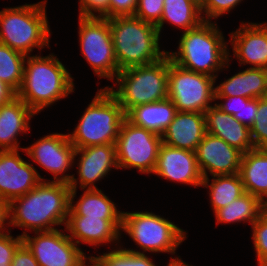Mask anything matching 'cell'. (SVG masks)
I'll use <instances>...</instances> for the list:
<instances>
[{
    "mask_svg": "<svg viewBox=\"0 0 267 266\" xmlns=\"http://www.w3.org/2000/svg\"><path fill=\"white\" fill-rule=\"evenodd\" d=\"M14 97H16V92L0 80V106L10 102Z\"/></svg>",
    "mask_w": 267,
    "mask_h": 266,
    "instance_id": "cell-42",
    "label": "cell"
},
{
    "mask_svg": "<svg viewBox=\"0 0 267 266\" xmlns=\"http://www.w3.org/2000/svg\"><path fill=\"white\" fill-rule=\"evenodd\" d=\"M69 184L41 181L33 190L17 197L9 203V225L25 228L28 231H51L53 226L65 225L70 206Z\"/></svg>",
    "mask_w": 267,
    "mask_h": 266,
    "instance_id": "cell-1",
    "label": "cell"
},
{
    "mask_svg": "<svg viewBox=\"0 0 267 266\" xmlns=\"http://www.w3.org/2000/svg\"><path fill=\"white\" fill-rule=\"evenodd\" d=\"M77 190L70 191L68 216H86L87 218H103L106 220H122L123 212L116 208L100 189H85L80 199L74 204Z\"/></svg>",
    "mask_w": 267,
    "mask_h": 266,
    "instance_id": "cell-26",
    "label": "cell"
},
{
    "mask_svg": "<svg viewBox=\"0 0 267 266\" xmlns=\"http://www.w3.org/2000/svg\"><path fill=\"white\" fill-rule=\"evenodd\" d=\"M239 175L245 192L267 205V148H254L243 153Z\"/></svg>",
    "mask_w": 267,
    "mask_h": 266,
    "instance_id": "cell-24",
    "label": "cell"
},
{
    "mask_svg": "<svg viewBox=\"0 0 267 266\" xmlns=\"http://www.w3.org/2000/svg\"><path fill=\"white\" fill-rule=\"evenodd\" d=\"M211 182L203 178L202 185L209 189L210 203L215 213L245 193L239 173L233 175H215Z\"/></svg>",
    "mask_w": 267,
    "mask_h": 266,
    "instance_id": "cell-29",
    "label": "cell"
},
{
    "mask_svg": "<svg viewBox=\"0 0 267 266\" xmlns=\"http://www.w3.org/2000/svg\"><path fill=\"white\" fill-rule=\"evenodd\" d=\"M11 264L12 266H40L24 243L15 251Z\"/></svg>",
    "mask_w": 267,
    "mask_h": 266,
    "instance_id": "cell-40",
    "label": "cell"
},
{
    "mask_svg": "<svg viewBox=\"0 0 267 266\" xmlns=\"http://www.w3.org/2000/svg\"><path fill=\"white\" fill-rule=\"evenodd\" d=\"M168 73L167 54L151 64L121 70L115 78L117 89L114 86L105 88L117 99L126 114L135 106L168 98Z\"/></svg>",
    "mask_w": 267,
    "mask_h": 266,
    "instance_id": "cell-6",
    "label": "cell"
},
{
    "mask_svg": "<svg viewBox=\"0 0 267 266\" xmlns=\"http://www.w3.org/2000/svg\"><path fill=\"white\" fill-rule=\"evenodd\" d=\"M10 233L9 230L0 234V266L11 263L15 251L23 243L21 235L15 238Z\"/></svg>",
    "mask_w": 267,
    "mask_h": 266,
    "instance_id": "cell-37",
    "label": "cell"
},
{
    "mask_svg": "<svg viewBox=\"0 0 267 266\" xmlns=\"http://www.w3.org/2000/svg\"><path fill=\"white\" fill-rule=\"evenodd\" d=\"M1 266H12V264L9 263V264H5V265H1Z\"/></svg>",
    "mask_w": 267,
    "mask_h": 266,
    "instance_id": "cell-45",
    "label": "cell"
},
{
    "mask_svg": "<svg viewBox=\"0 0 267 266\" xmlns=\"http://www.w3.org/2000/svg\"><path fill=\"white\" fill-rule=\"evenodd\" d=\"M204 21L199 0H164L160 22L156 25L161 35L164 23L188 31Z\"/></svg>",
    "mask_w": 267,
    "mask_h": 266,
    "instance_id": "cell-27",
    "label": "cell"
},
{
    "mask_svg": "<svg viewBox=\"0 0 267 266\" xmlns=\"http://www.w3.org/2000/svg\"><path fill=\"white\" fill-rule=\"evenodd\" d=\"M251 226L257 264L267 266V210Z\"/></svg>",
    "mask_w": 267,
    "mask_h": 266,
    "instance_id": "cell-33",
    "label": "cell"
},
{
    "mask_svg": "<svg viewBox=\"0 0 267 266\" xmlns=\"http://www.w3.org/2000/svg\"><path fill=\"white\" fill-rule=\"evenodd\" d=\"M217 23L203 21L197 27L183 32L178 51L167 52L178 66L214 77L220 70L229 68L230 53Z\"/></svg>",
    "mask_w": 267,
    "mask_h": 266,
    "instance_id": "cell-3",
    "label": "cell"
},
{
    "mask_svg": "<svg viewBox=\"0 0 267 266\" xmlns=\"http://www.w3.org/2000/svg\"><path fill=\"white\" fill-rule=\"evenodd\" d=\"M81 53L99 78L114 80L120 72L114 53L109 19L79 15Z\"/></svg>",
    "mask_w": 267,
    "mask_h": 266,
    "instance_id": "cell-9",
    "label": "cell"
},
{
    "mask_svg": "<svg viewBox=\"0 0 267 266\" xmlns=\"http://www.w3.org/2000/svg\"><path fill=\"white\" fill-rule=\"evenodd\" d=\"M162 143L161 135L125 118L115 143L118 169L136 168L143 174H152Z\"/></svg>",
    "mask_w": 267,
    "mask_h": 266,
    "instance_id": "cell-10",
    "label": "cell"
},
{
    "mask_svg": "<svg viewBox=\"0 0 267 266\" xmlns=\"http://www.w3.org/2000/svg\"><path fill=\"white\" fill-rule=\"evenodd\" d=\"M265 210L266 205L258 197L245 192L230 204L218 209L214 215L217 224L243 221L252 225Z\"/></svg>",
    "mask_w": 267,
    "mask_h": 266,
    "instance_id": "cell-28",
    "label": "cell"
},
{
    "mask_svg": "<svg viewBox=\"0 0 267 266\" xmlns=\"http://www.w3.org/2000/svg\"><path fill=\"white\" fill-rule=\"evenodd\" d=\"M234 57L240 65L267 69V23L241 22L240 28L231 32L230 41Z\"/></svg>",
    "mask_w": 267,
    "mask_h": 266,
    "instance_id": "cell-18",
    "label": "cell"
},
{
    "mask_svg": "<svg viewBox=\"0 0 267 266\" xmlns=\"http://www.w3.org/2000/svg\"><path fill=\"white\" fill-rule=\"evenodd\" d=\"M74 92L73 77L53 53L26 56L16 96L35 114Z\"/></svg>",
    "mask_w": 267,
    "mask_h": 266,
    "instance_id": "cell-2",
    "label": "cell"
},
{
    "mask_svg": "<svg viewBox=\"0 0 267 266\" xmlns=\"http://www.w3.org/2000/svg\"><path fill=\"white\" fill-rule=\"evenodd\" d=\"M215 82L214 77L186 70L169 57L168 98L177 111L204 113L216 101Z\"/></svg>",
    "mask_w": 267,
    "mask_h": 266,
    "instance_id": "cell-11",
    "label": "cell"
},
{
    "mask_svg": "<svg viewBox=\"0 0 267 266\" xmlns=\"http://www.w3.org/2000/svg\"><path fill=\"white\" fill-rule=\"evenodd\" d=\"M25 153L44 170L53 174L51 182L69 184L73 175L65 174L74 165L75 147L68 134L53 133L24 147Z\"/></svg>",
    "mask_w": 267,
    "mask_h": 266,
    "instance_id": "cell-13",
    "label": "cell"
},
{
    "mask_svg": "<svg viewBox=\"0 0 267 266\" xmlns=\"http://www.w3.org/2000/svg\"><path fill=\"white\" fill-rule=\"evenodd\" d=\"M65 227L70 233L68 236L77 245L85 243L97 247L104 243H115L117 246L121 238L122 220L68 216Z\"/></svg>",
    "mask_w": 267,
    "mask_h": 266,
    "instance_id": "cell-19",
    "label": "cell"
},
{
    "mask_svg": "<svg viewBox=\"0 0 267 266\" xmlns=\"http://www.w3.org/2000/svg\"><path fill=\"white\" fill-rule=\"evenodd\" d=\"M47 1L7 7L0 11V43L30 56L34 48H49Z\"/></svg>",
    "mask_w": 267,
    "mask_h": 266,
    "instance_id": "cell-5",
    "label": "cell"
},
{
    "mask_svg": "<svg viewBox=\"0 0 267 266\" xmlns=\"http://www.w3.org/2000/svg\"><path fill=\"white\" fill-rule=\"evenodd\" d=\"M34 233L35 237L27 233L22 238L40 266H79L87 258L68 234L58 229Z\"/></svg>",
    "mask_w": 267,
    "mask_h": 266,
    "instance_id": "cell-12",
    "label": "cell"
},
{
    "mask_svg": "<svg viewBox=\"0 0 267 266\" xmlns=\"http://www.w3.org/2000/svg\"><path fill=\"white\" fill-rule=\"evenodd\" d=\"M36 114L17 96L0 106V151L22 150L18 135L30 131L29 121Z\"/></svg>",
    "mask_w": 267,
    "mask_h": 266,
    "instance_id": "cell-21",
    "label": "cell"
},
{
    "mask_svg": "<svg viewBox=\"0 0 267 266\" xmlns=\"http://www.w3.org/2000/svg\"><path fill=\"white\" fill-rule=\"evenodd\" d=\"M167 266H192L181 260L180 256L178 257H171Z\"/></svg>",
    "mask_w": 267,
    "mask_h": 266,
    "instance_id": "cell-43",
    "label": "cell"
},
{
    "mask_svg": "<svg viewBox=\"0 0 267 266\" xmlns=\"http://www.w3.org/2000/svg\"><path fill=\"white\" fill-rule=\"evenodd\" d=\"M163 3L164 0H138L134 16L156 26L162 17Z\"/></svg>",
    "mask_w": 267,
    "mask_h": 266,
    "instance_id": "cell-35",
    "label": "cell"
},
{
    "mask_svg": "<svg viewBox=\"0 0 267 266\" xmlns=\"http://www.w3.org/2000/svg\"><path fill=\"white\" fill-rule=\"evenodd\" d=\"M138 0H109L107 19L118 16H134Z\"/></svg>",
    "mask_w": 267,
    "mask_h": 266,
    "instance_id": "cell-38",
    "label": "cell"
},
{
    "mask_svg": "<svg viewBox=\"0 0 267 266\" xmlns=\"http://www.w3.org/2000/svg\"><path fill=\"white\" fill-rule=\"evenodd\" d=\"M125 112L117 99L101 88L86 107L79 123L68 133L75 149L93 145L115 144Z\"/></svg>",
    "mask_w": 267,
    "mask_h": 266,
    "instance_id": "cell-7",
    "label": "cell"
},
{
    "mask_svg": "<svg viewBox=\"0 0 267 266\" xmlns=\"http://www.w3.org/2000/svg\"><path fill=\"white\" fill-rule=\"evenodd\" d=\"M206 133L204 113L177 111L161 138L165 145L195 152Z\"/></svg>",
    "mask_w": 267,
    "mask_h": 266,
    "instance_id": "cell-20",
    "label": "cell"
},
{
    "mask_svg": "<svg viewBox=\"0 0 267 266\" xmlns=\"http://www.w3.org/2000/svg\"><path fill=\"white\" fill-rule=\"evenodd\" d=\"M78 161V178L72 177L69 186L77 190L78 179L82 190L98 189L95 182L103 179L112 169H118L115 144L93 145L75 149Z\"/></svg>",
    "mask_w": 267,
    "mask_h": 266,
    "instance_id": "cell-16",
    "label": "cell"
},
{
    "mask_svg": "<svg viewBox=\"0 0 267 266\" xmlns=\"http://www.w3.org/2000/svg\"><path fill=\"white\" fill-rule=\"evenodd\" d=\"M119 71L161 60L168 51L160 49V33L154 24L135 16L109 19Z\"/></svg>",
    "mask_w": 267,
    "mask_h": 266,
    "instance_id": "cell-4",
    "label": "cell"
},
{
    "mask_svg": "<svg viewBox=\"0 0 267 266\" xmlns=\"http://www.w3.org/2000/svg\"><path fill=\"white\" fill-rule=\"evenodd\" d=\"M41 181L46 182L32 163L21 158L19 150L0 151V198L10 203Z\"/></svg>",
    "mask_w": 267,
    "mask_h": 266,
    "instance_id": "cell-14",
    "label": "cell"
},
{
    "mask_svg": "<svg viewBox=\"0 0 267 266\" xmlns=\"http://www.w3.org/2000/svg\"><path fill=\"white\" fill-rule=\"evenodd\" d=\"M243 0H201V13L205 21L227 14Z\"/></svg>",
    "mask_w": 267,
    "mask_h": 266,
    "instance_id": "cell-36",
    "label": "cell"
},
{
    "mask_svg": "<svg viewBox=\"0 0 267 266\" xmlns=\"http://www.w3.org/2000/svg\"><path fill=\"white\" fill-rule=\"evenodd\" d=\"M9 221H10L9 202L0 198V234L4 233L5 231H9L6 230L7 229L6 227H9V229H11Z\"/></svg>",
    "mask_w": 267,
    "mask_h": 266,
    "instance_id": "cell-41",
    "label": "cell"
},
{
    "mask_svg": "<svg viewBox=\"0 0 267 266\" xmlns=\"http://www.w3.org/2000/svg\"><path fill=\"white\" fill-rule=\"evenodd\" d=\"M225 100L224 103H215L221 111L233 115L240 123L251 128L254 124L258 98H246L241 96H215V100Z\"/></svg>",
    "mask_w": 267,
    "mask_h": 266,
    "instance_id": "cell-31",
    "label": "cell"
},
{
    "mask_svg": "<svg viewBox=\"0 0 267 266\" xmlns=\"http://www.w3.org/2000/svg\"><path fill=\"white\" fill-rule=\"evenodd\" d=\"M255 148H267V97L258 99V110L250 128Z\"/></svg>",
    "mask_w": 267,
    "mask_h": 266,
    "instance_id": "cell-34",
    "label": "cell"
},
{
    "mask_svg": "<svg viewBox=\"0 0 267 266\" xmlns=\"http://www.w3.org/2000/svg\"><path fill=\"white\" fill-rule=\"evenodd\" d=\"M108 1L109 0H79V15L107 18Z\"/></svg>",
    "mask_w": 267,
    "mask_h": 266,
    "instance_id": "cell-39",
    "label": "cell"
},
{
    "mask_svg": "<svg viewBox=\"0 0 267 266\" xmlns=\"http://www.w3.org/2000/svg\"><path fill=\"white\" fill-rule=\"evenodd\" d=\"M141 247L142 252L126 249L134 253H170L175 255L179 245L187 239L186 231L179 228L168 218L152 212H123L122 228Z\"/></svg>",
    "mask_w": 267,
    "mask_h": 266,
    "instance_id": "cell-8",
    "label": "cell"
},
{
    "mask_svg": "<svg viewBox=\"0 0 267 266\" xmlns=\"http://www.w3.org/2000/svg\"><path fill=\"white\" fill-rule=\"evenodd\" d=\"M177 112L176 106L169 99L147 103L131 108L125 118L132 124L162 135Z\"/></svg>",
    "mask_w": 267,
    "mask_h": 266,
    "instance_id": "cell-25",
    "label": "cell"
},
{
    "mask_svg": "<svg viewBox=\"0 0 267 266\" xmlns=\"http://www.w3.org/2000/svg\"><path fill=\"white\" fill-rule=\"evenodd\" d=\"M207 133L223 139L243 153L254 149L250 128L240 123L233 115L221 111L217 106L205 112Z\"/></svg>",
    "mask_w": 267,
    "mask_h": 266,
    "instance_id": "cell-22",
    "label": "cell"
},
{
    "mask_svg": "<svg viewBox=\"0 0 267 266\" xmlns=\"http://www.w3.org/2000/svg\"><path fill=\"white\" fill-rule=\"evenodd\" d=\"M26 55L0 43V80L17 92L23 81Z\"/></svg>",
    "mask_w": 267,
    "mask_h": 266,
    "instance_id": "cell-30",
    "label": "cell"
},
{
    "mask_svg": "<svg viewBox=\"0 0 267 266\" xmlns=\"http://www.w3.org/2000/svg\"><path fill=\"white\" fill-rule=\"evenodd\" d=\"M153 174L163 179L200 187L203 177L194 151L174 148L164 143L159 149Z\"/></svg>",
    "mask_w": 267,
    "mask_h": 266,
    "instance_id": "cell-17",
    "label": "cell"
},
{
    "mask_svg": "<svg viewBox=\"0 0 267 266\" xmlns=\"http://www.w3.org/2000/svg\"><path fill=\"white\" fill-rule=\"evenodd\" d=\"M87 260H89V263L87 264ZM90 264V265H89ZM79 266H101L98 261L93 257V256H89L87 258H85L81 264Z\"/></svg>",
    "mask_w": 267,
    "mask_h": 266,
    "instance_id": "cell-44",
    "label": "cell"
},
{
    "mask_svg": "<svg viewBox=\"0 0 267 266\" xmlns=\"http://www.w3.org/2000/svg\"><path fill=\"white\" fill-rule=\"evenodd\" d=\"M195 153L203 178L239 173L243 152L219 137L206 133Z\"/></svg>",
    "mask_w": 267,
    "mask_h": 266,
    "instance_id": "cell-15",
    "label": "cell"
},
{
    "mask_svg": "<svg viewBox=\"0 0 267 266\" xmlns=\"http://www.w3.org/2000/svg\"><path fill=\"white\" fill-rule=\"evenodd\" d=\"M215 96L267 97V69L249 67L215 86Z\"/></svg>",
    "mask_w": 267,
    "mask_h": 266,
    "instance_id": "cell-23",
    "label": "cell"
},
{
    "mask_svg": "<svg viewBox=\"0 0 267 266\" xmlns=\"http://www.w3.org/2000/svg\"><path fill=\"white\" fill-rule=\"evenodd\" d=\"M101 266H156L151 258L144 253H134L119 248L103 255L93 256Z\"/></svg>",
    "mask_w": 267,
    "mask_h": 266,
    "instance_id": "cell-32",
    "label": "cell"
}]
</instances>
